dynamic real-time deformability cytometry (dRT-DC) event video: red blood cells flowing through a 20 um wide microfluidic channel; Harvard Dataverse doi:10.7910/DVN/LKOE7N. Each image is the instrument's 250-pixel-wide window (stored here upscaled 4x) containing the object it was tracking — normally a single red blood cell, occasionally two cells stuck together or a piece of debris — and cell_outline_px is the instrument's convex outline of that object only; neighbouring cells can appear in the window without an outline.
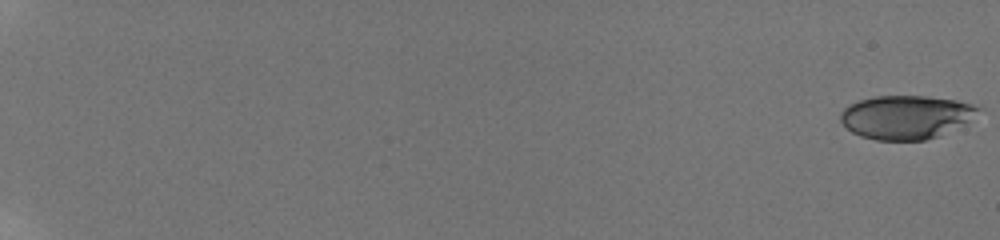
{"species": "human", "species_latin": "Homo sapiens", "temperature_condition": "room temperature", "stored_images_in_passage": 59, "camera_frame_rate_fps": 3000, "um_per_image_px": 0.085, "donor": {"sex": "male"}, "frame": {"image": 1, "passage_image": 1, "time_ms": 0.0, "image_size_px": [1000, 240], "cell_outline_px": [[984, 108], [968, 120], [936, 136], [924, 140], [876, 140], [860, 136], [852, 132], [840, 120], [840, 112], [848, 104], [860, 100], [876, 96], [928, 96], [956, 100], [980, 104]], "centroid_in_image_um": [77.0, 9.93], "position_along_channel_um": 8.0, "area_um2": 34.85}}
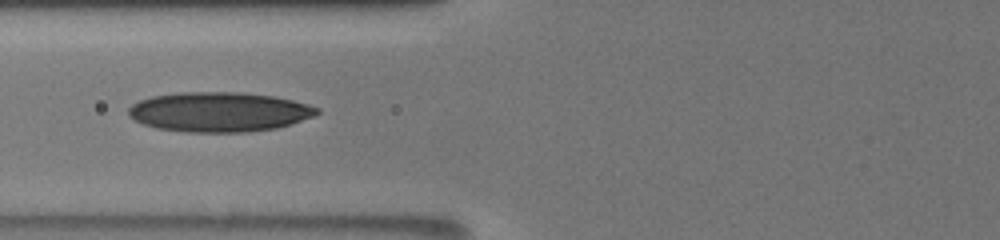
{"frame": {"image": 2, "passage_image": 29, "time_ms": 9.333, "image_size_px": [1000, 240], "cell_outline_px": [[320, 112], [312, 116], [276, 128], [248, 132], [188, 132], [156, 128], [144, 124], [128, 116], [128, 108], [132, 104], [140, 100], [152, 96], [180, 92], [240, 92], [272, 96], [292, 100], [308, 104], [320, 108]], "centroid_in_image_um": [18.6, 9.51], "position_along_channel_um": 107.2, "area_um2": 43.47}}
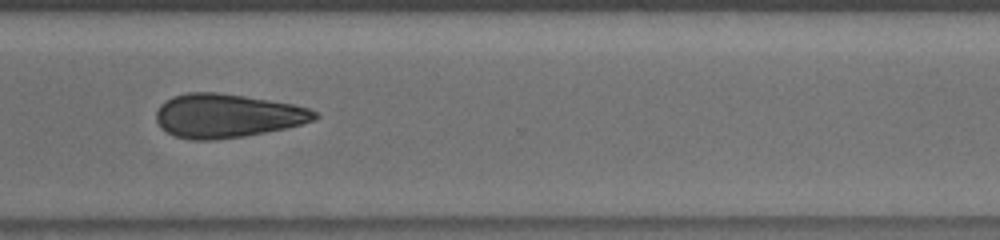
{"frame": {"image": 3, "passage_image": 48, "time_ms": 15.667, "image_size_px": [1000, 240], "cell_outline_px": [[320, 116], [316, 120], [284, 128], [244, 136], [212, 140], [192, 140], [176, 136], [160, 128], [156, 120], [156, 112], [160, 104], [172, 96], [188, 92], [216, 92], [244, 96], [292, 104], [308, 108], [316, 112]], "centroid_in_image_um": [19.27, 9.83], "position_along_channel_um": 351.3, "area_um2": 40.29}, "authors_computed_cell_mechanics": {"area_um2": 38.5526, "velocity_mm_per_s": 3.8578, "shape_relaxation_time_tau1_ms": 6.4464, "shape_relaxation_time_tau2_ms": null, "deformation_change_tau1": 0.1131, "deformation_change_tau2": null}}